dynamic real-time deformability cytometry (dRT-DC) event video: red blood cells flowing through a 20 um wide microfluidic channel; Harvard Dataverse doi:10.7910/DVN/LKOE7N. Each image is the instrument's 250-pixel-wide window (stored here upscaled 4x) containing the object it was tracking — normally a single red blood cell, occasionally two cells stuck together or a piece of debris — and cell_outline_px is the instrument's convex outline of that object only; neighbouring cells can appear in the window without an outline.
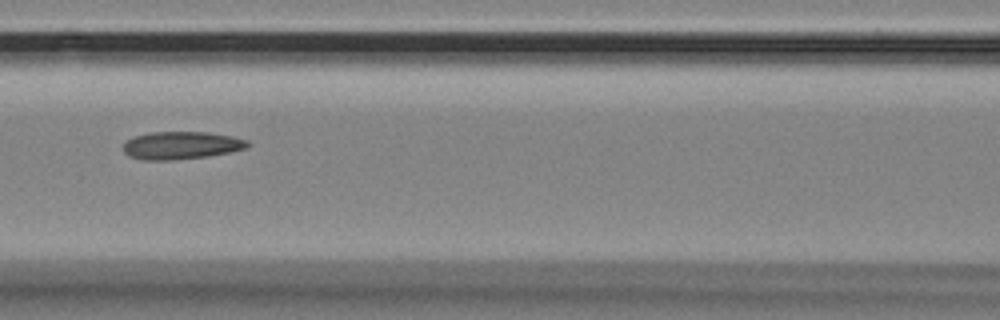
{"species": "Egyptian fruit bat (a non-hibernating species)", "species_latin": "Rousettus aegyptiacus", "temperature_condition": "room temperature", "stored_images_in_passage": 8, "camera_frame_rate_fps": 3000, "um_per_image_px": 0.085, "animal": {"sex": "female"}, "frame": {"image": 1, "passage_image": 5, "time_ms": 1.333, "image_size_px": [1000, 320], "cell_outline_px": [[252, 144], [248, 148], [232, 152], [208, 156], [172, 160], [144, 160], [128, 156], [124, 152], [124, 140], [136, 136], [152, 132], [208, 132], [232, 136], [248, 140]], "centroid_in_image_um": [15.45, 12.36], "position_along_channel_um": 151.2, "area_um2": 20.29}}
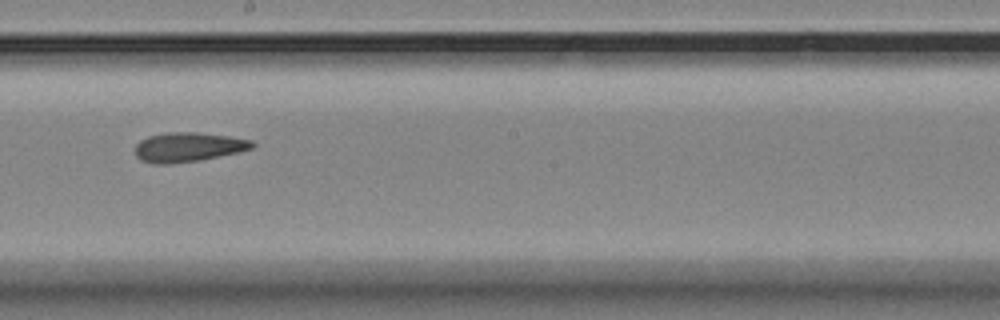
{"frame": {"image": 2, "passage_image": 7, "time_ms": 2.0, "image_size_px": [1000, 320], "cell_outline_px": [[256, 144], [252, 148], [240, 152], [200, 160], [172, 164], [152, 164], [140, 160], [136, 156], [136, 144], [140, 140], [148, 136], [168, 132], [196, 132], [228, 136], [252, 140]], "centroid_in_image_um": [15.99, 12.51], "position_along_channel_um": 232.2, "area_um2": 20.23}}
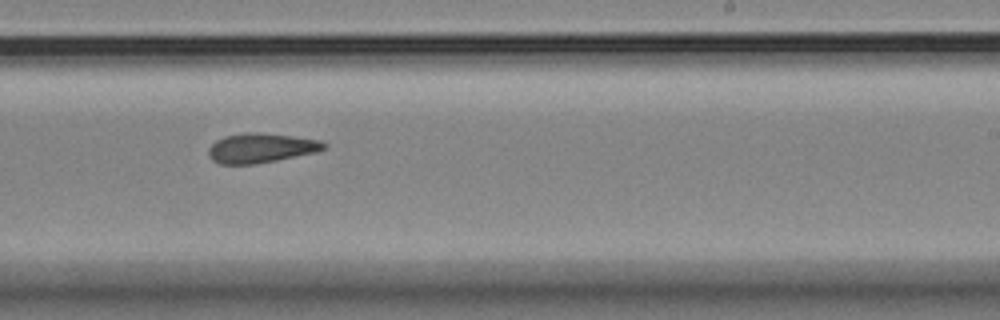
{"frame": {"image": 3, "passage_image": 8, "time_ms": 2.333, "image_size_px": [1000, 320], "cell_outline_px": [[328, 144], [324, 148], [316, 152], [256, 164], [220, 164], [212, 160], [208, 156], [208, 148], [216, 140], [224, 136], [244, 132], [248, 132], [292, 136], [320, 140]], "centroid_in_image_um": [22.14, 12.58], "position_along_channel_um": 266.9, "area_um2": 19.77}}